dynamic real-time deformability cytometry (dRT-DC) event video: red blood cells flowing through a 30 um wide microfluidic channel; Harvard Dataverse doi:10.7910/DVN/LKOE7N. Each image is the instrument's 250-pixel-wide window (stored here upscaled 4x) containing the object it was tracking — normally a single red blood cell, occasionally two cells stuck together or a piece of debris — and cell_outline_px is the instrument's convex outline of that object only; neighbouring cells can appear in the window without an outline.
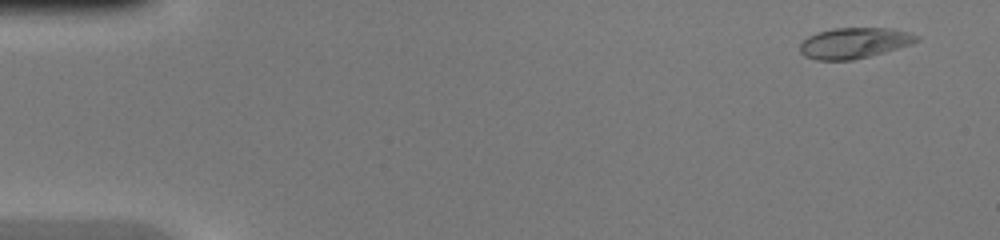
{"species": "common noctule bat (a hibernating species)", "species_latin": "Nyctalus noctula", "temperature_condition": "warm", "stored_images_in_passage": 44, "camera_frame_rate_fps": 3000, "um_per_image_px": 0.085, "animal": {"sex": "female", "body_mass_g": 20.0, "forearm_length_mm": 54.0}, "frame": {"image": 1, "passage_image": 1, "time_ms": 0.0, "image_size_px": [1000, 240], "cell_outline_px": [[920, 40], [912, 44], [884, 52], [852, 60], [816, 60], [804, 56], [800, 52], [800, 44], [808, 36], [816, 32], [832, 28], [888, 28], [908, 32], [920, 36]], "centroid_in_image_um": [72.6, 3.65], "position_along_channel_um": 12.4, "area_um2": 20.92}}
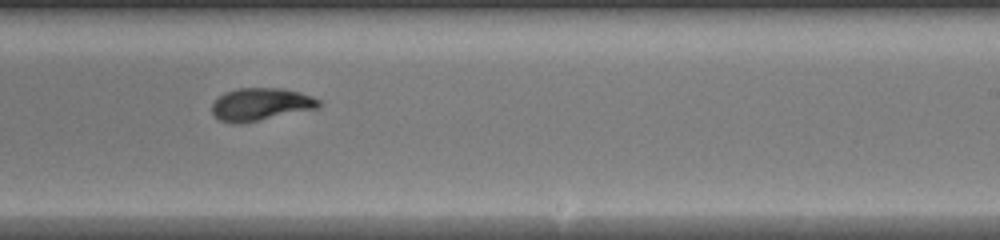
{"frame": {"image": 2, "passage_image": 27, "time_ms": 8.667, "image_size_px": [1000, 240], "cell_outline_px": [[320, 104], [316, 108], [240, 124], [220, 120], [212, 116], [212, 104], [224, 92], [236, 88], [280, 88], [300, 92], [312, 96], [320, 100]], "centroid_in_image_um": [22.12, 8.86], "position_along_channel_um": 266.9, "area_um2": 20.11}}
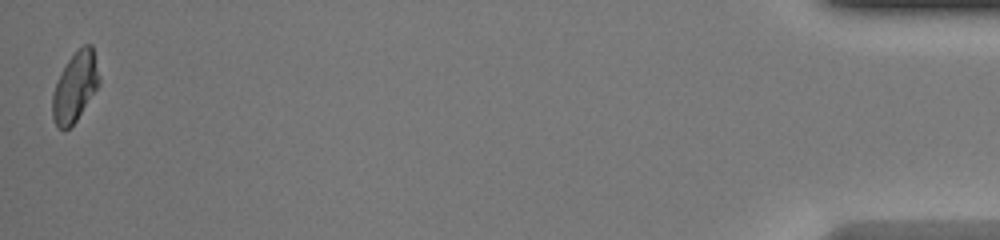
{"frame": {"image": 3, "passage_image": 44, "time_ms": 14.333, "image_size_px": [1000, 240], "cell_outline_px": [[100, 84], [76, 120], [64, 132], [56, 128], [52, 116], [52, 92], [68, 60], [84, 44], [92, 44], [100, 76]], "centroid_in_image_um": [6.38, 7.42], "position_along_channel_um": 428.8, "area_um2": 18.84}}